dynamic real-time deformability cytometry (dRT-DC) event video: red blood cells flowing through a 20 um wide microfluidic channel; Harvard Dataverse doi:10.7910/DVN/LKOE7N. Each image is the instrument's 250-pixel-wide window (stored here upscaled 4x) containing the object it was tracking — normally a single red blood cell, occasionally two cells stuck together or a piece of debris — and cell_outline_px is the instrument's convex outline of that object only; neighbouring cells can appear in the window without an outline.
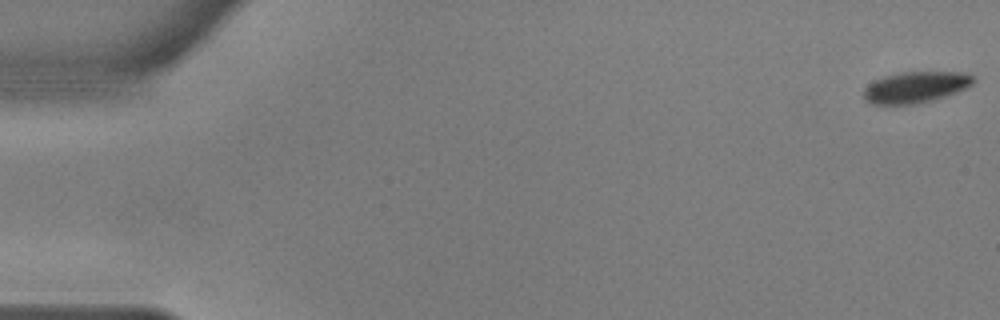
{"species": "common noctule bat (a hibernating species)", "species_latin": "Nyctalus noctula", "temperature_condition": "warm", "stored_images_in_passage": 57, "camera_frame_rate_fps": 3000, "um_per_image_px": 0.085, "animal": {"sex": "male", "body_mass_g": 17.9, "forearm_length_mm": 54.2}, "frame": {"image": 1, "passage_image": 1, "time_ms": 0.0, "image_size_px": [1000, 320], "cell_outline_px": [[976, 80], [972, 84], [956, 92], [932, 100], [912, 104], [872, 104], [864, 100], [864, 88], [868, 84], [884, 76], [900, 72], [964, 72], [972, 76]], "centroid_in_image_um": [77.8, 7.4], "position_along_channel_um": 7.2, "area_um2": 19.77}}
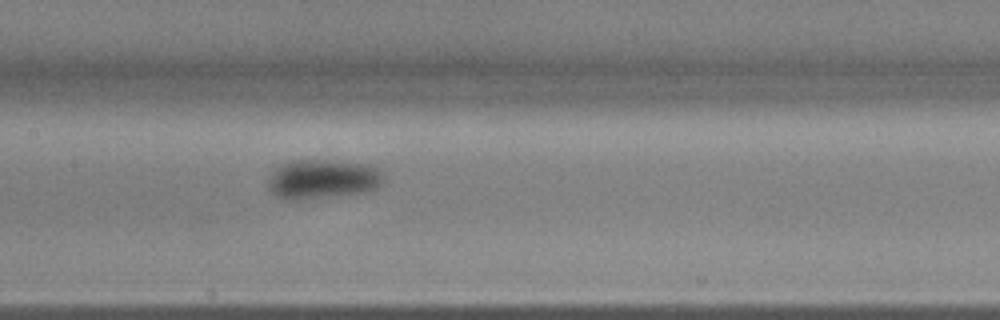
{"frame": {"image": 2, "passage_image": 28, "time_ms": 9.0, "image_size_px": [1000, 320], "cell_outline_px": [[384, 184], [376, 188], [364, 192], [332, 196], [288, 200], [284, 200], [276, 196], [268, 188], [268, 180], [272, 172], [280, 164], [288, 160], [320, 160], [360, 164], [376, 168], [384, 176]], "centroid_in_image_um": [27.37, 15.23], "position_along_channel_um": 180.0, "area_um2": 26.24}}
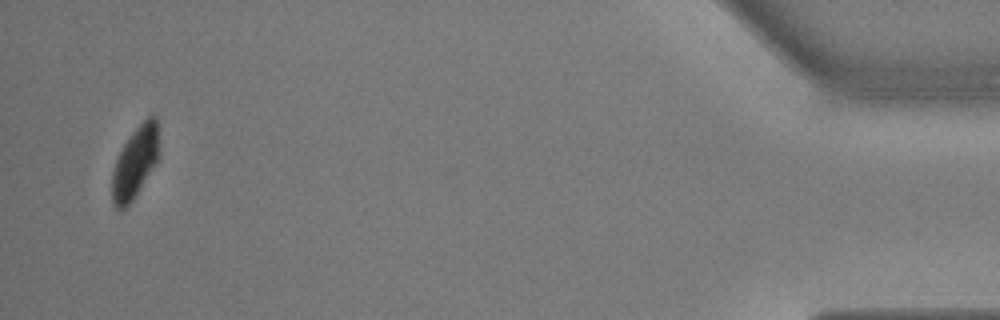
{"frame": {"image": 3, "passage_image": 55, "time_ms": 18.0, "image_size_px": [1000, 320], "cell_outline_px": [[156, 160], [132, 200], [120, 212], [112, 204], [112, 172], [116, 160], [124, 144], [132, 132], [148, 116], [156, 116]], "centroid_in_image_um": [11.4, 13.86], "position_along_channel_um": 423.8, "area_um2": 18.5}, "authors_computed_cell_mechanics": {"area_um2": 23.0622, "velocity_mm_per_s": 3.5965, "shape_relaxation_time_tau1_ms": 7.6265, "shape_relaxation_time_tau2_ms": null, "deformation_change_tau1": 0.162, "deformation_change_tau2": null}}